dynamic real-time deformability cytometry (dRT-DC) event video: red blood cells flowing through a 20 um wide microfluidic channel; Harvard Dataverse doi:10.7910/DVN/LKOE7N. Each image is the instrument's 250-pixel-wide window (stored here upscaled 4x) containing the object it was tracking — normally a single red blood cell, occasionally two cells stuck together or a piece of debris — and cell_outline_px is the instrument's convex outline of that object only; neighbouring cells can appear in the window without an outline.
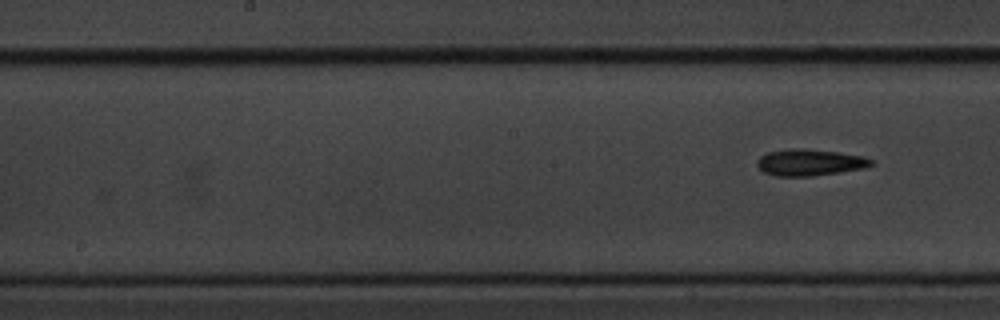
{"species": "common noctule bat (a hibernating species)", "species_latin": "Nyctalus noctula", "temperature_condition": "cold", "stored_images_in_passage": 8, "camera_frame_rate_fps": 3000, "um_per_image_px": 0.085, "animal": {"sex": "male", "body_mass_g": 20.1, "forearm_length_mm": 53.5}, "frame": {"image": 1, "passage_image": 8, "time_ms": 2.333, "image_size_px": [1000, 320], "cell_outline_px": [[876, 164], [864, 168], [840, 172], [812, 176], [776, 176], [764, 172], [756, 164], [760, 156], [768, 152], [788, 148], [804, 148], [840, 152], [864, 156], [872, 160]], "centroid_in_image_um": [68.85, 13.79], "position_along_channel_um": 179.3, "area_um2": 17.8}}